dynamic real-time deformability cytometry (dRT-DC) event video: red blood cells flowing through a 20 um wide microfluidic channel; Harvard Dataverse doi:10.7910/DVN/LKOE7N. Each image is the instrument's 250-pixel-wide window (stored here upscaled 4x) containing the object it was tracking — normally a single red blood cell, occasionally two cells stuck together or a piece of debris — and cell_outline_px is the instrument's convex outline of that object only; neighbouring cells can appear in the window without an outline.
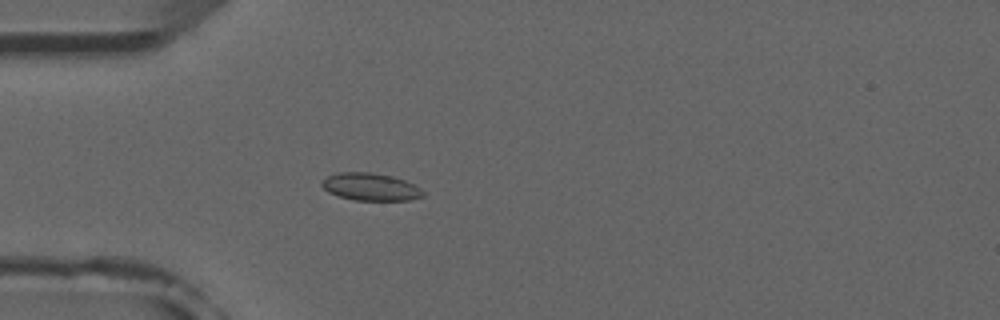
{"species": "common noctule bat (a hibernating species)", "species_latin": "Nyctalus noctula", "temperature_condition": "room temperature", "stored_images_in_passage": 5, "camera_frame_rate_fps": 3000, "um_per_image_px": 0.085, "animal": {"sex": "male", "forearm_length_mm": 52.5}, "frame": {"image": 1, "passage_image": 5, "time_ms": 4.667, "image_size_px": [1000, 320], "cell_outline_px": [[424, 196], [408, 200], [356, 200], [340, 196], [328, 192], [320, 184], [328, 176], [336, 172], [372, 172], [392, 176], [404, 180], [420, 188], [424, 192]], "centroid_in_image_um": [31.49, 15.87], "position_along_channel_um": 53.5, "area_um2": 16.07}}